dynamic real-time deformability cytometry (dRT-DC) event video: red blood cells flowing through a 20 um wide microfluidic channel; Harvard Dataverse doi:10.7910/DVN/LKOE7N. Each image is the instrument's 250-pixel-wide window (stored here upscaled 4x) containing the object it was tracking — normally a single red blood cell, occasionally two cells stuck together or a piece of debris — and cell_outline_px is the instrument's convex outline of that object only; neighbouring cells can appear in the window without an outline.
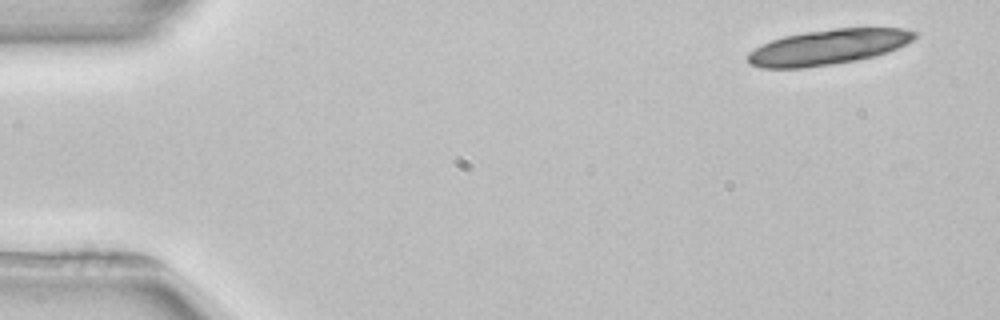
{"species": "common noctule bat (a hibernating species)", "species_latin": "Nyctalus noctula", "temperature_condition": "room temperature", "stored_images_in_passage": 4, "segment_of_instrument_passage": [1, 2], "camera_frame_rate_fps": 3000, "um_per_image_px": 0.085, "animal": {"sex": "female", "body_mass_g": 22.7, "forearm_length_mm": 54.2}, "frame": {"image": 1, "passage_image": 1, "time_ms": 0.0, "image_size_px": [1000, 320], "cell_outline_px": [[920, 32], [912, 40], [888, 52], [876, 56], [856, 60], [832, 64], [804, 68], [760, 68], [752, 64], [748, 60], [748, 52], [772, 40], [784, 36], [804, 32], [836, 28], [904, 28]], "centroid_in_image_um": [70.42, 3.99], "position_along_channel_um": 14.6, "area_um2": 34.1}}